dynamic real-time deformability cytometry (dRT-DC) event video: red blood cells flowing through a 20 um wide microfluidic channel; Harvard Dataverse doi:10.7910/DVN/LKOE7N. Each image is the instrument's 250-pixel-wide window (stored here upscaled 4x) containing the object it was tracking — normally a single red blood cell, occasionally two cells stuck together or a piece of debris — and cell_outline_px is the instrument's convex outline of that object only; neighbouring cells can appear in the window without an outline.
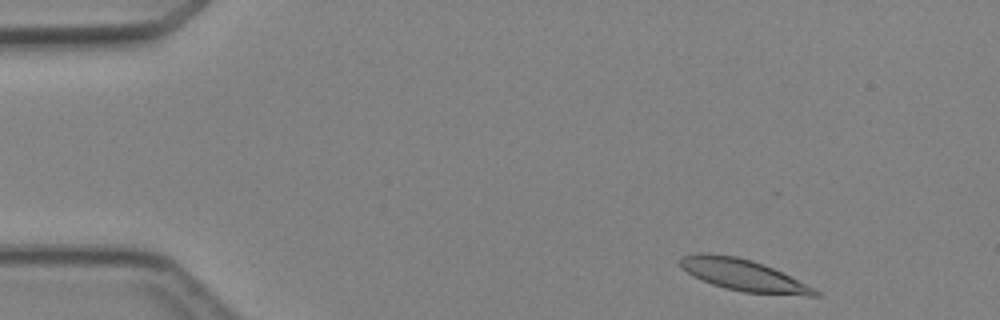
{"species": "Egyptian fruit bat (a non-hibernating species)", "species_latin": "Rousettus aegyptiacus", "temperature_condition": "cold", "stored_images_in_passage": 5, "camera_frame_rate_fps": 3000, "um_per_image_px": 0.085, "animal": {"sex": "female"}, "frame": {"image": 1, "passage_image": 1, "time_ms": 0.0, "image_size_px": [1000, 320], "cell_outline_px": [[820, 296], [808, 296], [744, 292], [724, 288], [712, 284], [692, 276], [680, 268], [680, 256], [700, 252], [708, 252], [736, 256], [752, 260], [764, 264], [816, 288], [820, 292]], "centroid_in_image_um": [63.16, 23.37], "position_along_channel_um": 21.8, "area_um2": 25.09}}
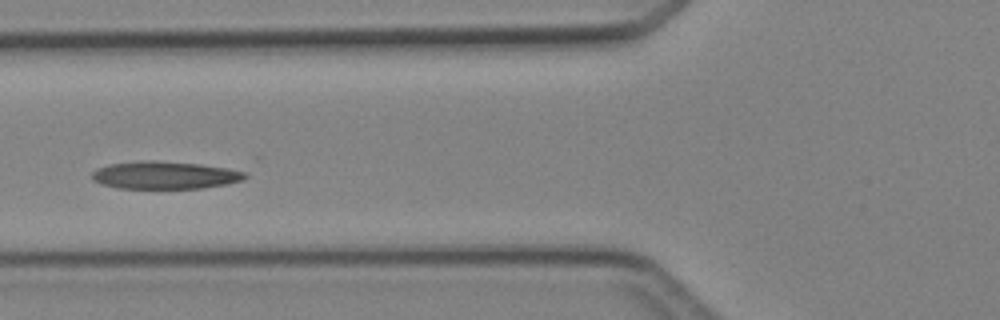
{"frame": {"image": 2, "passage_image": 4, "time_ms": 4.333, "image_size_px": [1000, 320], "cell_outline_px": [[248, 176], [244, 180], [228, 184], [204, 188], [116, 188], [100, 184], [92, 180], [92, 172], [96, 168], [108, 164], [144, 160], [156, 160], [200, 164], [228, 168], [244, 172]], "centroid_in_image_um": [13.99, 14.89], "position_along_channel_um": 111.8, "area_um2": 24.91}}
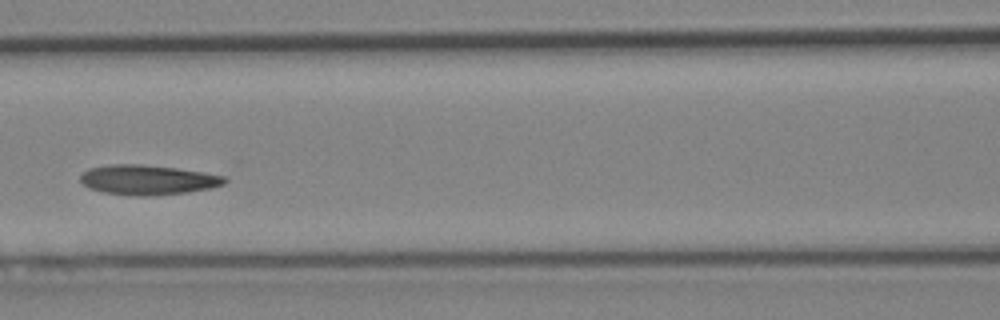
{"frame": {"image": 3, "passage_image": 5, "time_ms": 5.333, "image_size_px": [1000, 320], "cell_outline_px": [[228, 180], [224, 184], [212, 188], [188, 192], [148, 196], [140, 196], [104, 192], [88, 188], [80, 180], [80, 176], [88, 168], [108, 164], [140, 164], [176, 168], [204, 172], [224, 176]], "centroid_in_image_um": [12.57, 15.28], "position_along_channel_um": 154.0, "area_um2": 25.09}}